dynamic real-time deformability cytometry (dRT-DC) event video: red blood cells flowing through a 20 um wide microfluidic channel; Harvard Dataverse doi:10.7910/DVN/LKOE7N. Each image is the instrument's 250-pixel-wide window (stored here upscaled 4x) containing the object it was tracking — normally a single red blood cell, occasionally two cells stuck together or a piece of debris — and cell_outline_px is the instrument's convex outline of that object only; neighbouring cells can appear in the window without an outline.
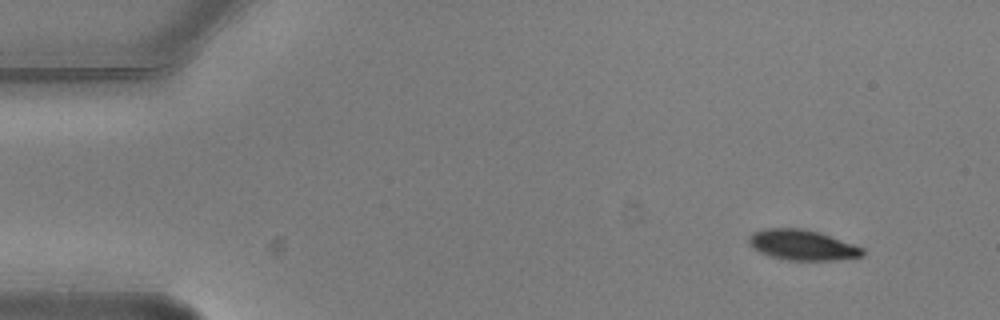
{"species": "common noctule bat (a hibernating species)", "species_latin": "Nyctalus noctula", "temperature_condition": "warm", "stored_images_in_passage": 5, "camera_frame_rate_fps": 3000, "um_per_image_px": 0.085, "animal": {"sex": "male", "body_mass_g": 20.5, "forearm_length_mm": 52.5}, "frame": {"image": 1, "passage_image": 1, "time_ms": 0.0, "image_size_px": [1000, 320], "cell_outline_px": [[864, 256], [836, 260], [788, 260], [768, 256], [752, 248], [748, 244], [748, 236], [752, 232], [764, 228], [800, 228], [816, 232], [864, 248]], "centroid_in_image_um": [68.13, 20.83], "position_along_channel_um": 16.9, "area_um2": 20.06}}
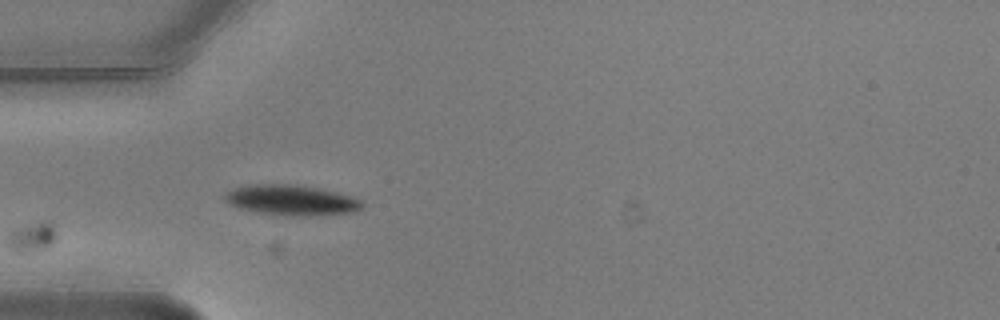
{"frame": {"image": 2, "passage_image": 4, "time_ms": 1.0, "image_size_px": [1000, 320], "cell_outline_px": [[364, 208], [352, 212], [320, 216], [300, 216], [260, 212], [240, 208], [228, 204], [224, 196], [224, 192], [248, 184], [296, 184], [336, 192], [360, 200], [364, 204]], "centroid_in_image_um": [24.77, 17.01], "position_along_channel_um": 60.2, "area_um2": 24.16}}